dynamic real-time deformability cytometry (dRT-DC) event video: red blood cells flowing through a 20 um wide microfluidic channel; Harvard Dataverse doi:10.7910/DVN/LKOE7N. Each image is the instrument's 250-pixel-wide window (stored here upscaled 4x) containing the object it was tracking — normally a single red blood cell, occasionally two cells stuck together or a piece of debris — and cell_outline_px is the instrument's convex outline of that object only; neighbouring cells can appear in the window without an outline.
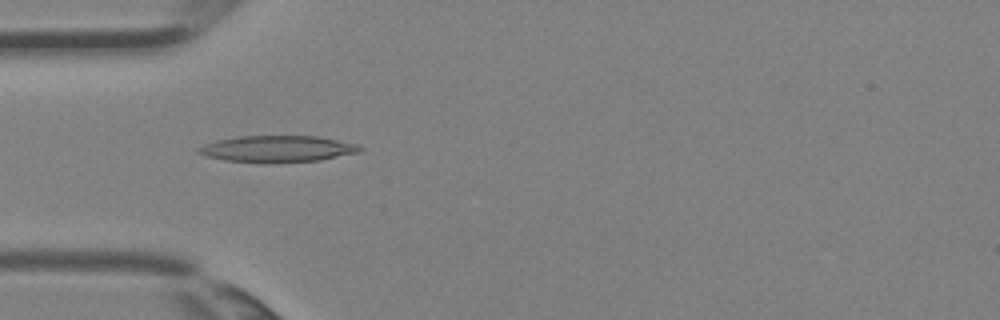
{"species": "Egyptian fruit bat (a non-hibernating species)", "species_latin": "Rousettus aegyptiacus", "temperature_condition": "room temperature", "stored_images_in_passage": 3, "camera_frame_rate_fps": 3000, "um_per_image_px": 0.085, "animal": {"sex": "female"}, "frame": {"image": 1, "passage_image": 3, "time_ms": 0.667, "image_size_px": [1000, 320], "cell_outline_px": [[364, 148], [360, 152], [320, 160], [264, 164], [260, 164], [224, 160], [208, 156], [196, 152], [196, 148], [204, 144], [216, 140], [236, 136], [316, 136], [360, 144]], "centroid_in_image_um": [23.57, 12.66], "position_along_channel_um": 61.4, "area_um2": 25.43}}